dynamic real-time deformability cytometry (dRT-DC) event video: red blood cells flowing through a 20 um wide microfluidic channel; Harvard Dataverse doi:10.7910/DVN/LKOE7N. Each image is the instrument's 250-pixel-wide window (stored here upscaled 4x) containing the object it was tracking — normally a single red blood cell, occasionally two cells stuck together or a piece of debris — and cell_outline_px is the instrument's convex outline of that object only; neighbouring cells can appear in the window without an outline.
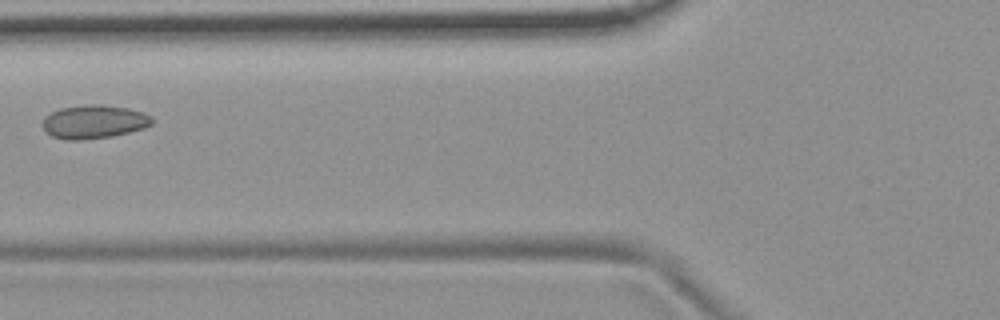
{"species": "common noctule bat (a hibernating species)", "species_latin": "Nyctalus noctula", "temperature_condition": "room temperature", "stored_images_in_passage": 4, "camera_frame_rate_fps": 3000, "um_per_image_px": 0.085, "animal": {"sex": "female", "body_mass_g": 19.9}, "frame": {"image": 1, "passage_image": 4, "time_ms": 4.0, "image_size_px": [1000, 320], "cell_outline_px": [[152, 124], [144, 128], [112, 136], [80, 140], [68, 140], [52, 136], [40, 124], [44, 116], [60, 108], [92, 104], [100, 104], [128, 108], [144, 112], [152, 116]], "centroid_in_image_um": [7.98, 10.34], "position_along_channel_um": 117.8, "area_um2": 21.39}}